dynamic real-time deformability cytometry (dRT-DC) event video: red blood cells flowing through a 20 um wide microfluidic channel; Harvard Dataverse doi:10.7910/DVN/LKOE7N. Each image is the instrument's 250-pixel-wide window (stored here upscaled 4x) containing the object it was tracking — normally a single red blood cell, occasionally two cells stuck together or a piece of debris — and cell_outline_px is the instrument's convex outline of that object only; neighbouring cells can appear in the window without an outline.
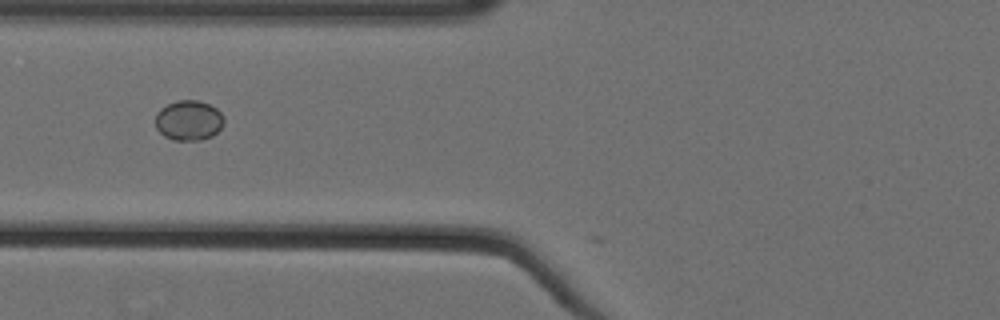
{"species": "Egyptian fruit bat (a non-hibernating species)", "species_latin": "Rousettus aegyptiacus", "temperature_condition": "cold", "stored_images_in_passage": 36, "camera_frame_rate_fps": 3000, "um_per_image_px": 0.085, "animal": {"sex": "female"}, "frame": {"image": 1, "passage_image": 3, "time_ms": 0.667, "image_size_px": [1000, 320], "cell_outline_px": [[224, 124], [212, 136], [200, 140], [172, 140], [164, 136], [156, 128], [156, 112], [160, 108], [176, 100], [200, 100], [216, 108], [224, 116]], "centroid_in_image_um": [16.04, 10.23], "position_along_channel_um": 109.8, "area_um2": 16.13}}
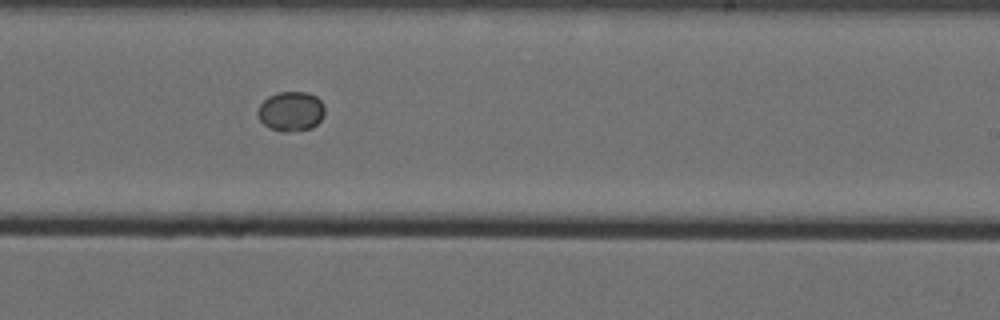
{"frame": {"image": 2, "passage_image": 16, "time_ms": 5.0, "image_size_px": [1000, 320], "cell_outline_px": [[324, 116], [312, 128], [288, 132], [280, 132], [268, 128], [260, 120], [256, 112], [260, 104], [268, 96], [276, 92], [308, 92], [316, 96], [324, 104]], "centroid_in_image_um": [24.72, 9.46], "position_along_channel_um": 264.3, "area_um2": 15.72}}
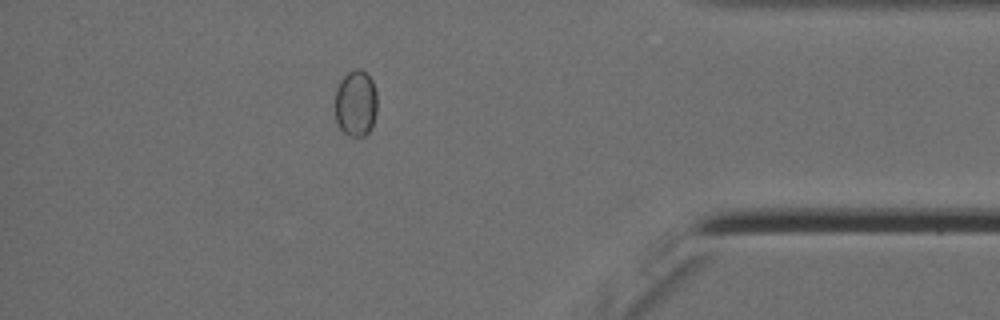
{"frame": {"image": 3, "passage_image": 30, "time_ms": 9.667, "image_size_px": [1000, 320], "cell_outline_px": [[376, 112], [372, 124], [368, 132], [364, 136], [348, 136], [340, 128], [336, 120], [336, 88], [340, 80], [348, 72], [356, 68], [360, 68], [372, 80], [376, 92]], "centroid_in_image_um": [30.23, 8.77], "position_along_channel_um": 405.0, "area_um2": 16.18}}